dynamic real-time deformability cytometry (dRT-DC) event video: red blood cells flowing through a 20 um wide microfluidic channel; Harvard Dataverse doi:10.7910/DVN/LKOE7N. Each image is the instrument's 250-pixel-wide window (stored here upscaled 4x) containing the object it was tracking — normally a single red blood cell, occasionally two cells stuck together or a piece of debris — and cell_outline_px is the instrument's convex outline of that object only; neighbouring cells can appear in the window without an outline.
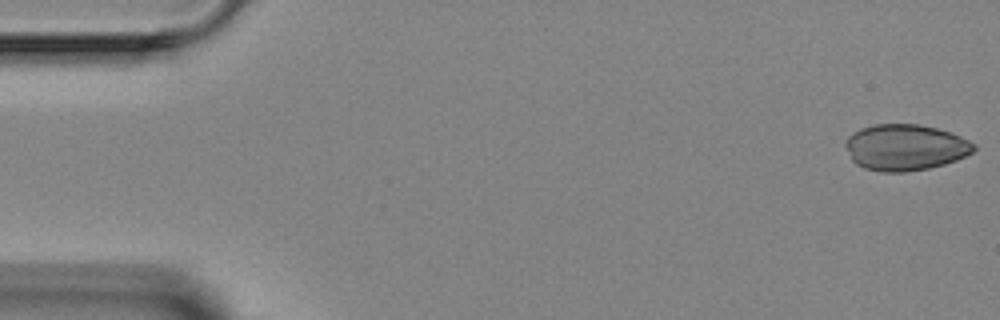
{"species": "Egyptian fruit bat (a non-hibernating species)", "species_latin": "Rousettus aegyptiacus", "temperature_condition": "room temperature", "stored_images_in_passage": 6, "camera_frame_rate_fps": 3000, "um_per_image_px": 0.085, "animal": {"sex": "female"}, "frame": {"image": 1, "passage_image": 1, "time_ms": 0.0, "image_size_px": [1000, 320], "cell_outline_px": [[976, 148], [972, 152], [956, 160], [944, 164], [928, 168], [908, 172], [880, 172], [864, 168], [856, 164], [852, 160], [844, 144], [844, 140], [852, 132], [860, 128], [872, 124], [916, 124], [936, 128], [960, 136], [976, 144]], "centroid_in_image_um": [76.9, 12.53], "position_along_channel_um": 8.1, "area_um2": 34.68}}
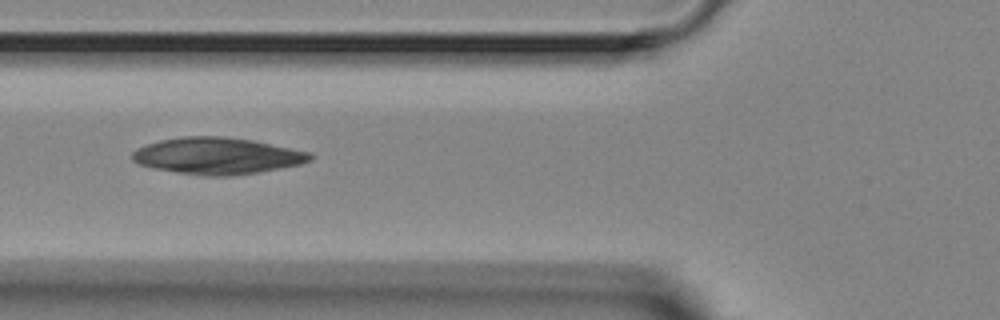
{"frame": {"image": 2, "passage_image": 5, "time_ms": 5.667, "image_size_px": [1000, 320], "cell_outline_px": [[312, 160], [300, 164], [256, 172], [232, 176], [204, 176], [152, 168], [140, 164], [132, 160], [132, 152], [136, 148], [160, 140], [180, 136], [224, 136], [252, 140], [308, 152], [312, 156]], "centroid_in_image_um": [18.41, 13.24], "position_along_channel_um": 107.4, "area_um2": 37.69}}
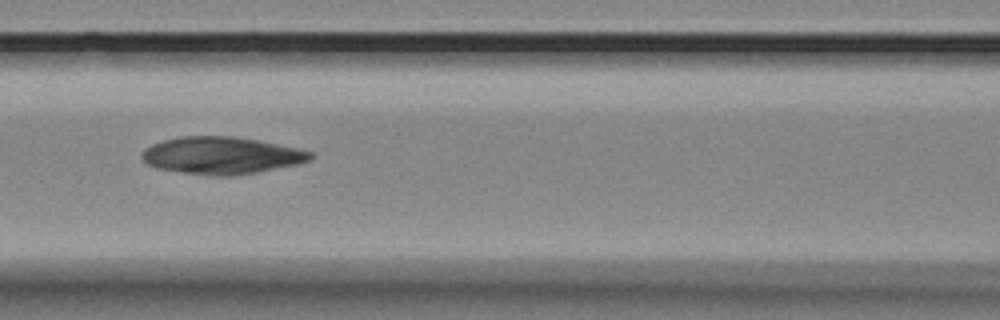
{"frame": {"image": 3, "passage_image": 6, "time_ms": 6.667, "image_size_px": [1000, 320], "cell_outline_px": [[312, 160], [296, 164], [256, 172], [232, 176], [208, 176], [156, 168], [148, 164], [140, 156], [140, 152], [144, 148], [152, 144], [164, 140], [180, 136], [232, 136], [260, 140], [296, 148], [312, 152]], "centroid_in_image_um": [18.79, 13.21], "position_along_channel_um": 147.8, "area_um2": 36.59}}